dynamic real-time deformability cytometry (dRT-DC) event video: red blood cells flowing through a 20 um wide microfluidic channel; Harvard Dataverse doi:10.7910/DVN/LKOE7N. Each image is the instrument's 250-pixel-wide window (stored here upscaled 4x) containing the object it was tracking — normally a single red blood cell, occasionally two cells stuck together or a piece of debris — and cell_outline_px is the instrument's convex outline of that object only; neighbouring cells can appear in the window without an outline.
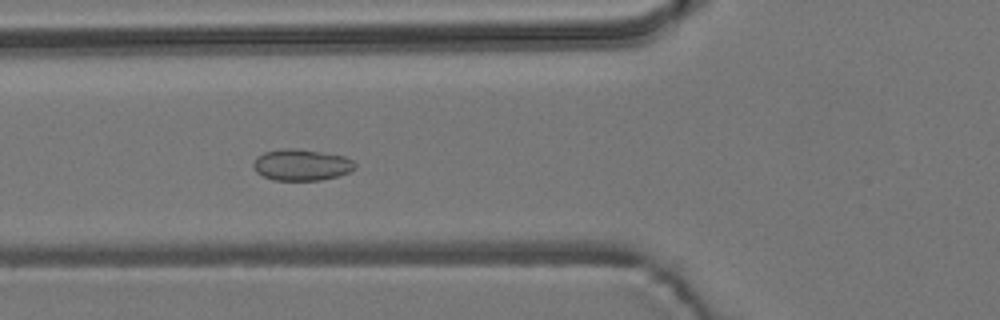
{"species": "common noctule bat (a hibernating species)", "species_latin": "Nyctalus noctula", "temperature_condition": "room temperature", "stored_images_in_passage": 45, "camera_frame_rate_fps": 3000, "um_per_image_px": 0.085, "animal": {"sex": "male", "body_mass_g": 19.2, "forearm_length_mm": 51.8}, "frame": {"image": 1, "passage_image": 10, "time_ms": 3.0, "image_size_px": [1000, 320], "cell_outline_px": [[356, 168], [348, 172], [336, 176], [320, 180], [272, 180], [256, 172], [252, 164], [264, 152], [284, 148], [296, 148], [344, 156], [352, 160], [356, 164]], "centroid_in_image_um": [25.63, 14.01], "position_along_channel_um": 100.2, "area_um2": 18.38}}
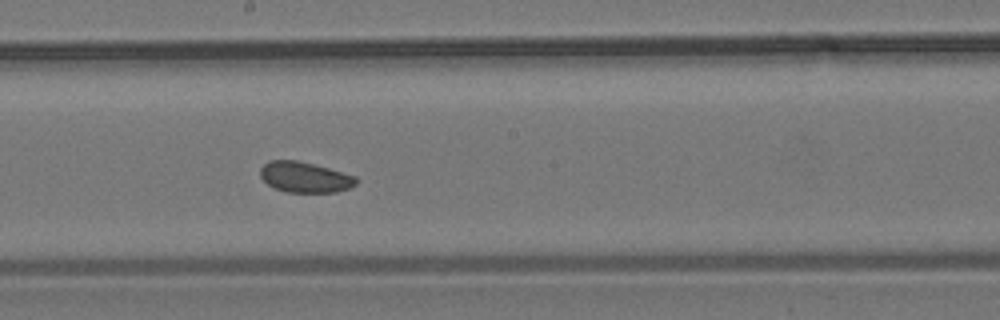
{"frame": {"image": 2, "passage_image": 20, "time_ms": 6.333, "image_size_px": [1000, 320], "cell_outline_px": [[356, 184], [348, 188], [336, 192], [288, 192], [276, 188], [268, 184], [260, 176], [260, 168], [268, 160], [296, 160], [328, 168], [356, 176]], "centroid_in_image_um": [25.89, 15.05], "position_along_channel_um": 222.3, "area_um2": 16.88}}
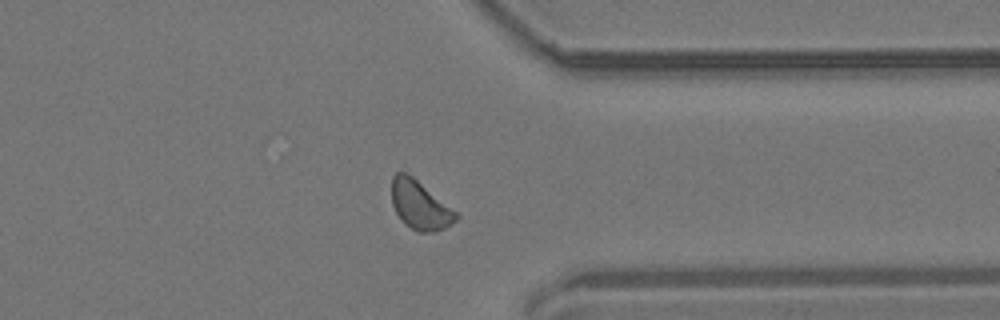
{"frame": {"image": 3, "passage_image": 33, "time_ms": 10.667, "image_size_px": [1000, 320], "cell_outline_px": [[460, 216], [452, 224], [436, 232], [416, 232], [404, 224], [396, 212], [392, 204], [392, 176], [396, 172], [404, 172], [412, 176], [456, 212]], "centroid_in_image_um": [35.68, 17.46], "position_along_channel_um": 375.7, "area_um2": 18.09}}